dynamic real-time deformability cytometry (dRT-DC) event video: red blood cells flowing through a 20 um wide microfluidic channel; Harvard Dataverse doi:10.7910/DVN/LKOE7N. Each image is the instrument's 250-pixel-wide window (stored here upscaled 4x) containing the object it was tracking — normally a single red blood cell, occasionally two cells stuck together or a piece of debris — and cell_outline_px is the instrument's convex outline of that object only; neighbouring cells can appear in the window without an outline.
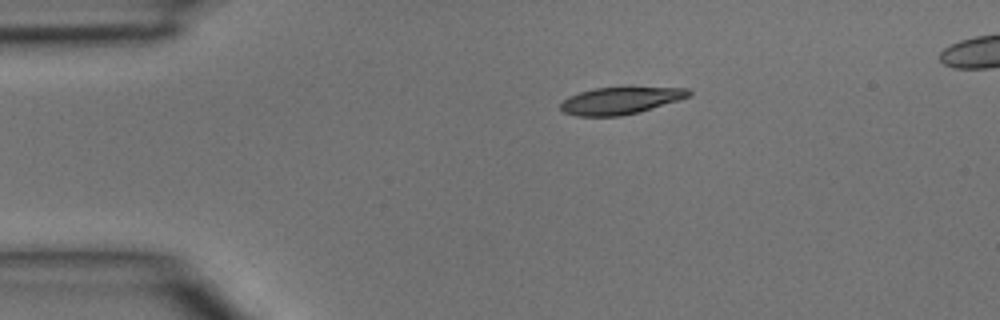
{"species": "common noctule bat (a hibernating species)", "species_latin": "Nyctalus noctula", "temperature_condition": "room temperature", "stored_images_in_passage": 3, "camera_frame_rate_fps": 3000, "um_per_image_px": 0.085, "animal": {"sex": "male", "body_mass_g": 15.6}, "frame": {"image": 1, "passage_image": 1, "time_ms": 0.0, "image_size_px": [1000, 320], "cell_outline_px": [[692, 96], [640, 112], [620, 116], [576, 116], [564, 112], [560, 108], [560, 104], [568, 96], [592, 88], [628, 84], [688, 88], [692, 92]], "centroid_in_image_um": [52.82, 8.48], "position_along_channel_um": 32.2, "area_um2": 21.5}}